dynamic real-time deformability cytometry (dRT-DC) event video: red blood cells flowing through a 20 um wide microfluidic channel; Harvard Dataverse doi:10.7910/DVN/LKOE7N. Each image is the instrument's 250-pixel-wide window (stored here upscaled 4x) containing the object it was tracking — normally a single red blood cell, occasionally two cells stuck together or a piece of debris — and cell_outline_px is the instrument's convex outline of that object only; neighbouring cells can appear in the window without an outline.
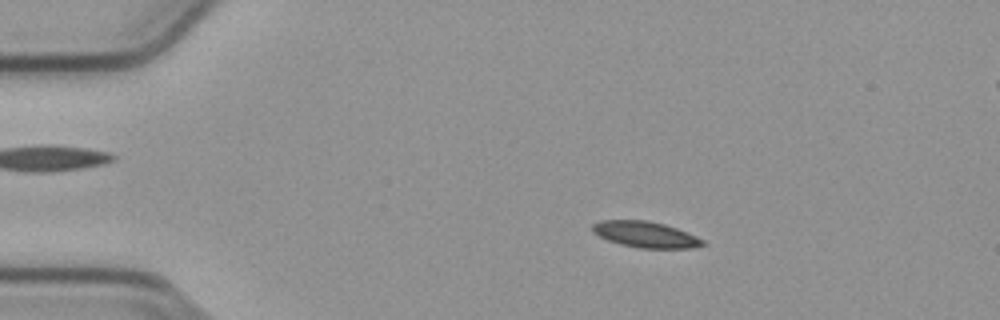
{"species": "common noctule bat (a hibernating species)", "species_latin": "Nyctalus noctula", "temperature_condition": "cold", "stored_images_in_passage": 52, "camera_frame_rate_fps": 3000, "um_per_image_px": 0.085, "animal": {"sex": "male", "body_mass_g": 23.1, "forearm_length_mm": 52.7}, "frame": {"image": 1, "passage_image": 8, "time_ms": 2.333, "image_size_px": [1000, 320], "cell_outline_px": [[704, 244], [692, 248], [640, 248], [620, 244], [608, 240], [592, 232], [592, 224], [600, 220], [648, 220], [664, 224], [688, 232], [704, 240]], "centroid_in_image_um": [54.85, 19.92], "position_along_channel_um": 30.1, "area_um2": 16.7}}
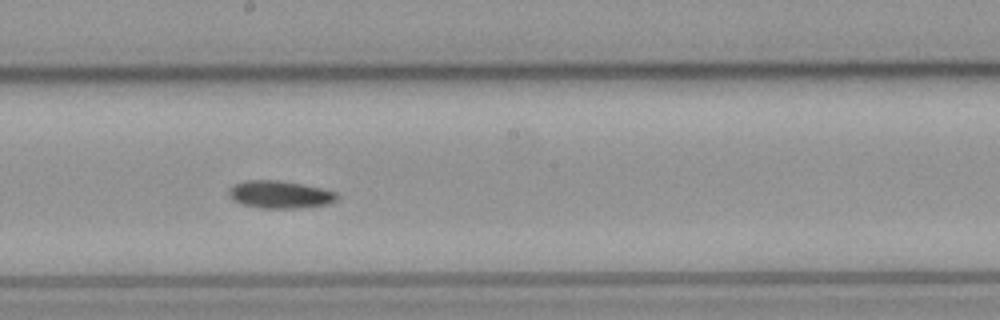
{"frame": {"image": 2, "passage_image": 28, "time_ms": 9.0, "image_size_px": [1000, 320], "cell_outline_px": [[340, 196], [336, 200], [328, 204], [300, 208], [260, 208], [240, 204], [232, 200], [228, 196], [228, 188], [244, 180], [276, 180], [300, 184], [320, 188], [336, 192]], "centroid_in_image_um": [23.75, 16.54], "position_along_channel_um": 224.4, "area_um2": 17.46}}
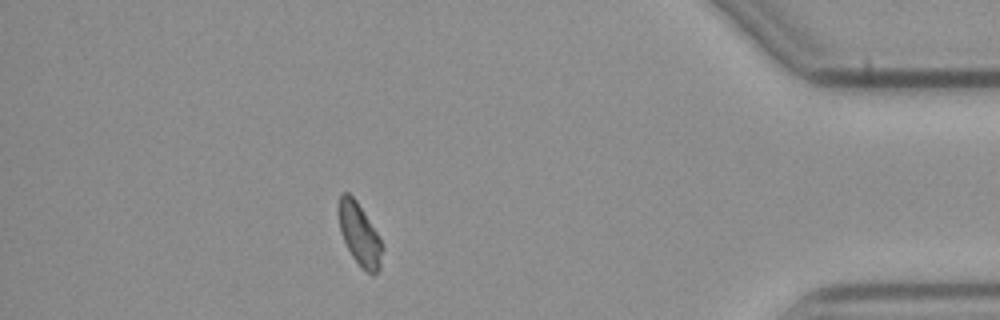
{"frame": {"image": 3, "passage_image": 46, "time_ms": 15.0, "image_size_px": [1000, 320], "cell_outline_px": [[384, 248], [380, 268], [372, 276], [360, 268], [352, 256], [340, 232], [336, 208], [340, 192], [348, 192], [356, 200], [376, 232]], "centroid_in_image_um": [30.52, 19.92], "position_along_channel_um": 404.7, "area_um2": 16.13}, "authors_computed_cell_mechanics": {"area_um2": 16.5597, "velocity_mm_per_s": 3.7792, "shape_relaxation_time_tau1_ms": 9.6955, "shape_relaxation_time_tau2_ms": null, "deformation_change_tau1": 0.1487, "deformation_change_tau2": null}}